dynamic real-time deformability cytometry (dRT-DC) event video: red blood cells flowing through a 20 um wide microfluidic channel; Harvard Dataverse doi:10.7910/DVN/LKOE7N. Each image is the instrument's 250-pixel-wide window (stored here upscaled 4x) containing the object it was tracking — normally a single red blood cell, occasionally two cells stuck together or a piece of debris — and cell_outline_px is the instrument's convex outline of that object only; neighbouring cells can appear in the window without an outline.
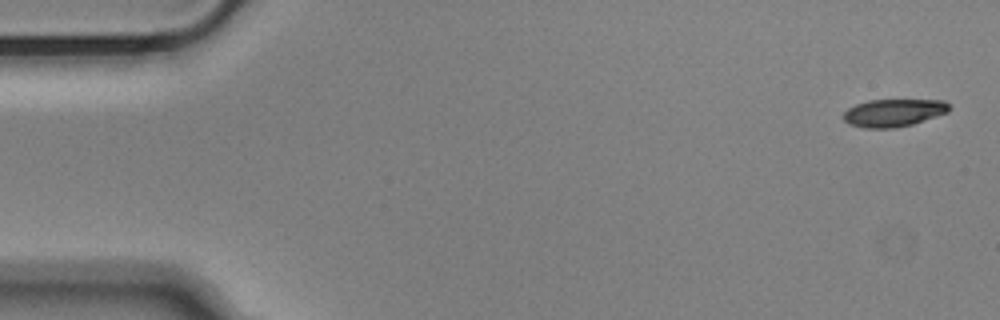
{"species": "Egyptian fruit bat (a non-hibernating species)", "species_latin": "Rousettus aegyptiacus", "temperature_condition": "cold", "stored_images_in_passage": 54, "camera_frame_rate_fps": 3000, "um_per_image_px": 0.085, "animal": {"sex": "male"}, "frame": {"image": 1, "passage_image": 1, "time_ms": 0.0, "image_size_px": [1000, 320], "cell_outline_px": [[948, 112], [912, 124], [896, 128], [864, 128], [848, 124], [844, 120], [844, 112], [848, 108], [856, 104], [868, 100], [944, 100], [948, 104]], "centroid_in_image_um": [75.92, 9.59], "position_along_channel_um": 9.1, "area_um2": 16.94}}
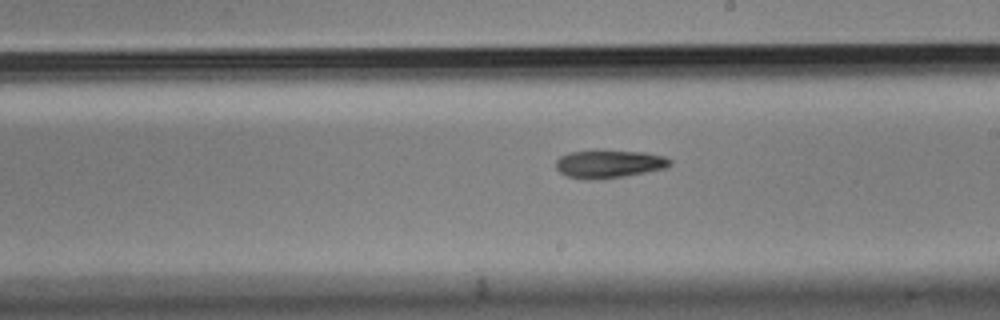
{"frame": {"image": 2, "passage_image": 30, "time_ms": 9.667, "image_size_px": [1000, 320], "cell_outline_px": [[672, 164], [664, 168], [624, 176], [568, 176], [560, 172], [556, 168], [556, 160], [560, 156], [568, 152], [592, 148], [596, 148], [644, 152], [664, 156], [672, 160]], "centroid_in_image_um": [51.78, 13.83], "position_along_channel_um": 237.2, "area_um2": 18.32}}
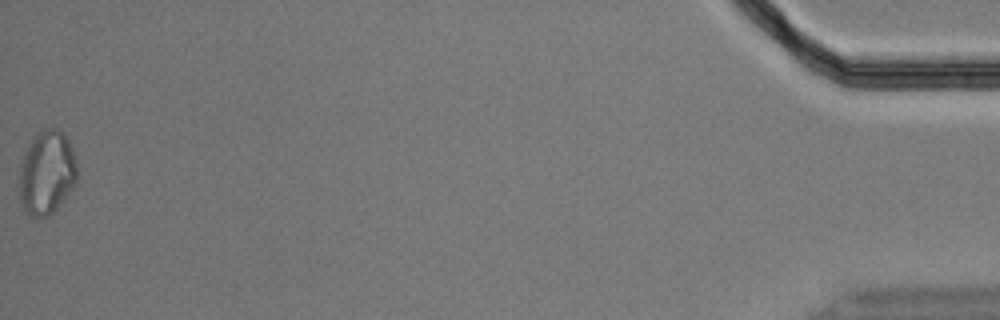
{"frame": {"image": 3, "passage_image": 54, "time_ms": 17.667, "image_size_px": [1000, 320], "cell_outline_px": [[76, 184], [56, 212], [48, 216], [28, 216], [24, 212], [20, 200], [20, 168], [28, 144], [36, 132], [52, 124], [64, 132], [72, 148], [76, 160]], "centroid_in_image_um": [3.99, 14.66], "position_along_channel_um": 431.2, "area_um2": 28.9}, "authors_computed_cell_mechanics": {"area_um2": 18.7272, "velocity_mm_per_s": 3.6583, "shape_relaxation_time_tau1_ms": 9.8296, "shape_relaxation_time_tau2_ms": null, "deformation_change_tau1": 0.1814, "deformation_change_tau2": null}}